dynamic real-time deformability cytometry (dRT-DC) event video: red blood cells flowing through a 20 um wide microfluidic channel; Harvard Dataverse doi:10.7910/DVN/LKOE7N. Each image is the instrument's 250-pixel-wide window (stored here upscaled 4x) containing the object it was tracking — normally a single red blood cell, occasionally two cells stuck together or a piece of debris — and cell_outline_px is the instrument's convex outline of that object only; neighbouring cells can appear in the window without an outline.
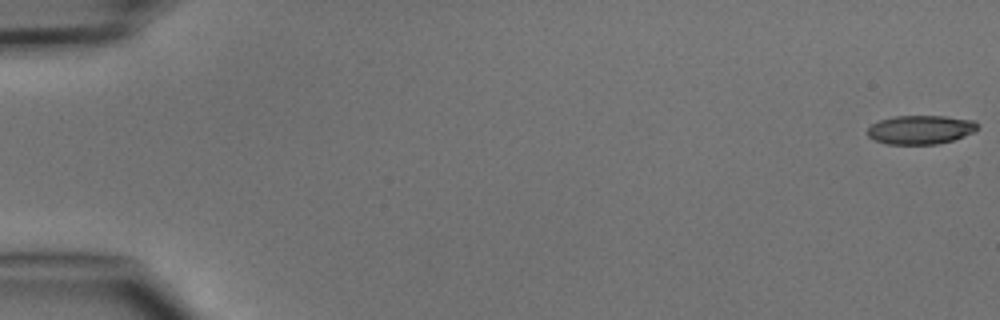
{"species": "common noctule bat (a hibernating species)", "species_latin": "Nyctalus noctula", "temperature_condition": "cold", "stored_images_in_passage": 6, "segment_of_instrument_passage": [1, 2], "camera_frame_rate_fps": 3000, "um_per_image_px": 0.085, "animal": {"sex": "male", "body_mass_g": 15.6}, "frame": {"image": 1, "passage_image": 1, "time_ms": 0.0, "image_size_px": [1000, 320], "cell_outline_px": [[976, 132], [952, 140], [936, 144], [884, 144], [868, 136], [868, 128], [872, 124], [880, 120], [896, 116], [944, 116], [976, 120]], "centroid_in_image_um": [78.26, 11.02], "position_along_channel_um": 6.7, "area_um2": 18.44}}
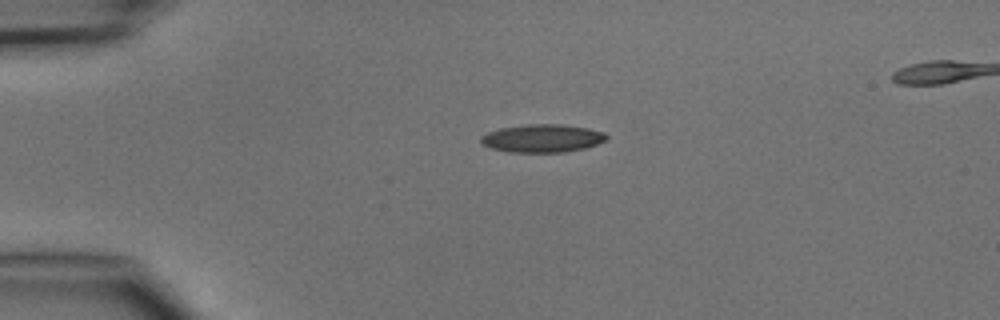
{"frame": {"image": 2, "passage_image": 4, "time_ms": 3.667, "image_size_px": [1000, 320], "cell_outline_px": [[608, 136], [604, 140], [596, 144], [584, 148], [564, 152], [508, 152], [492, 148], [480, 144], [480, 136], [488, 132], [500, 128], [528, 124], [560, 124], [588, 128], [604, 132]], "centroid_in_image_um": [46.06, 11.75], "position_along_channel_um": 38.9, "area_um2": 20.46}}